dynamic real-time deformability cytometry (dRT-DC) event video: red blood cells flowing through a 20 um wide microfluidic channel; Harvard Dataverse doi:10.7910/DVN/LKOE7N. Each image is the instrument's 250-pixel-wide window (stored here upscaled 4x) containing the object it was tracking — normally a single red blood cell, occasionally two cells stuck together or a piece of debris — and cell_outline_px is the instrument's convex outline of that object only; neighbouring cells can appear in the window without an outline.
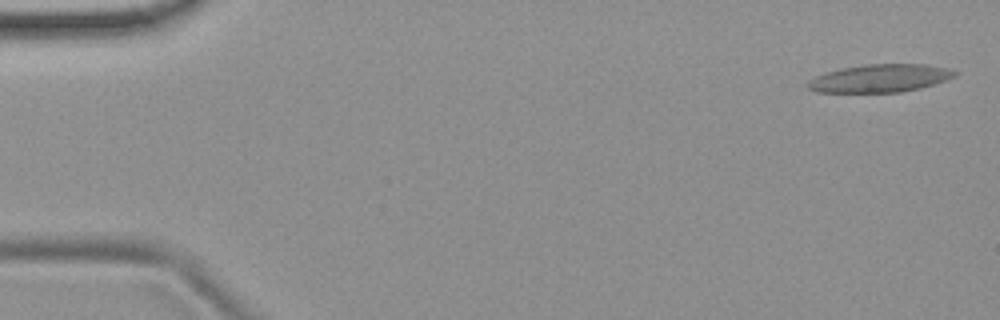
{"species": "common noctule bat (a hibernating species)", "species_latin": "Nyctalus noctula", "temperature_condition": "room temperature", "stored_images_in_passage": 48, "camera_frame_rate_fps": 3000, "um_per_image_px": 0.085, "animal": {"sex": "female", "body_mass_g": 19.9}, "frame": {"image": 1, "passage_image": 1, "time_ms": 0.0, "image_size_px": [1000, 320], "cell_outline_px": [[956, 76], [920, 88], [900, 92], [816, 92], [808, 88], [808, 80], [816, 76], [840, 68], [864, 64], [924, 64], [948, 68], [956, 72]], "centroid_in_image_um": [74.78, 6.65], "position_along_channel_um": 10.2, "area_um2": 23.7}}
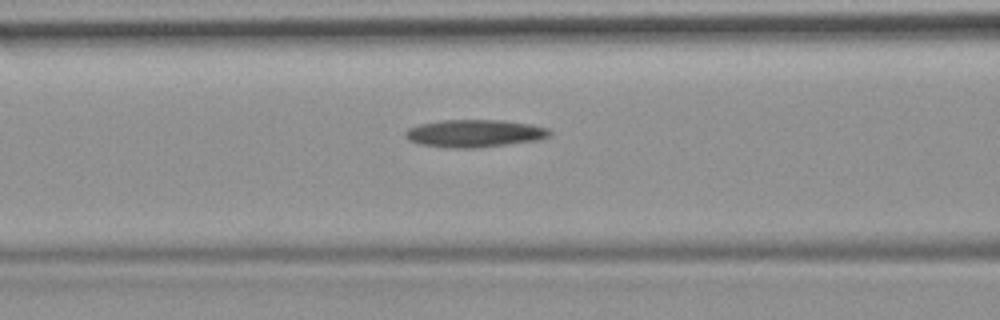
{"frame": {"image": 2, "passage_image": 21, "time_ms": 6.667, "image_size_px": [1000, 320], "cell_outline_px": [[552, 136], [540, 140], [476, 148], [448, 148], [420, 144], [408, 140], [404, 136], [404, 132], [408, 128], [420, 124], [440, 120], [504, 120], [532, 124], [548, 128], [552, 132]], "centroid_in_image_um": [40.36, 11.34], "position_along_channel_um": 126.2, "area_um2": 23.52}}
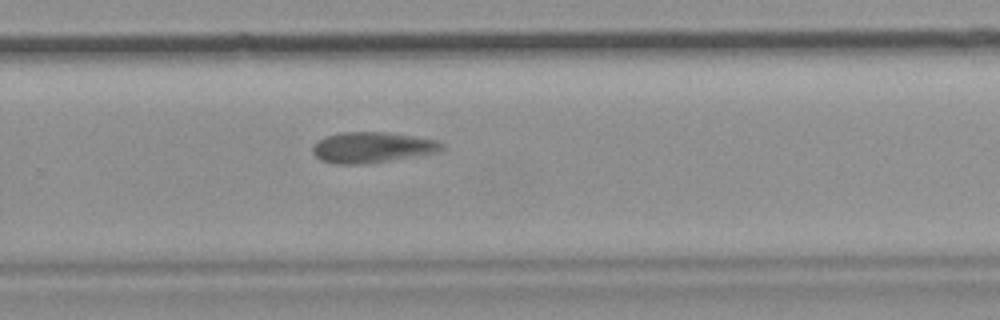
{"frame": {"image": 3, "passage_image": 35, "time_ms": 11.333, "image_size_px": [1000, 320], "cell_outline_px": [[444, 148], [436, 152], [392, 160], [360, 164], [336, 164], [320, 160], [312, 152], [312, 148], [316, 140], [340, 132], [388, 132], [436, 140], [444, 144]], "centroid_in_image_um": [31.59, 12.52], "position_along_channel_um": 298.2, "area_um2": 23.0}}